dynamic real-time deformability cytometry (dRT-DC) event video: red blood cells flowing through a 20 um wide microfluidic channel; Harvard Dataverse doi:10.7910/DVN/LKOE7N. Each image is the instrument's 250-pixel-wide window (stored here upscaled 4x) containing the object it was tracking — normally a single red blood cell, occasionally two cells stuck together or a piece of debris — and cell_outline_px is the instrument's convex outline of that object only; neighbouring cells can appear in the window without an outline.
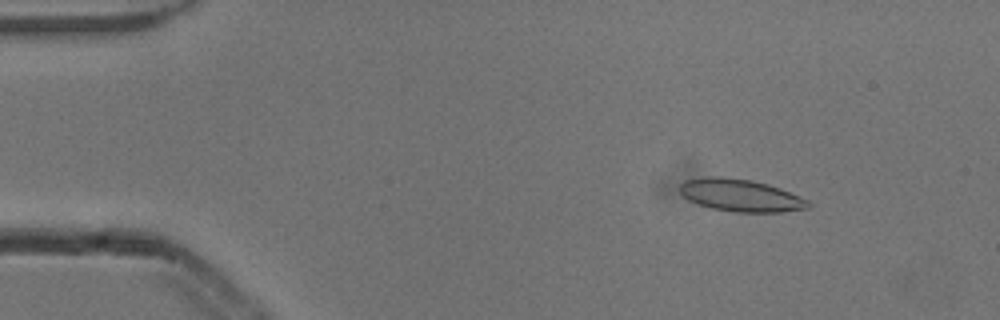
{"species": "common noctule bat (a hibernating species)", "species_latin": "Nyctalus noctula", "temperature_condition": "cold", "stored_images_in_passage": 4, "camera_frame_rate_fps": 3000, "um_per_image_px": 0.085, "animal": {"sex": "male", "body_mass_g": 13.3}, "frame": {"image": 1, "passage_image": 2, "time_ms": 0.333, "image_size_px": [1000, 320], "cell_outline_px": [[812, 204], [808, 208], [780, 212], [732, 212], [712, 208], [688, 200], [680, 192], [680, 184], [684, 180], [704, 176], [720, 176], [752, 180], [768, 184], [780, 188], [800, 196], [808, 200]], "centroid_in_image_um": [62.95, 16.59], "position_along_channel_um": 22.0, "area_um2": 24.33}}
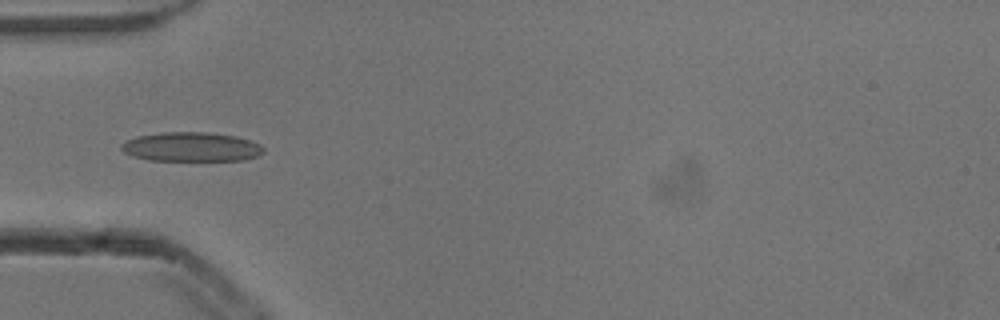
{"frame": {"image": 2, "passage_image": 4, "time_ms": 1.0, "image_size_px": [1000, 320], "cell_outline_px": [[264, 152], [260, 156], [244, 160], [152, 160], [132, 156], [124, 152], [120, 148], [120, 144], [136, 136], [164, 132], [208, 132], [236, 136], [260, 144], [264, 148]], "centroid_in_image_um": [16.28, 12.48], "position_along_channel_um": 68.7, "area_um2": 24.28}}